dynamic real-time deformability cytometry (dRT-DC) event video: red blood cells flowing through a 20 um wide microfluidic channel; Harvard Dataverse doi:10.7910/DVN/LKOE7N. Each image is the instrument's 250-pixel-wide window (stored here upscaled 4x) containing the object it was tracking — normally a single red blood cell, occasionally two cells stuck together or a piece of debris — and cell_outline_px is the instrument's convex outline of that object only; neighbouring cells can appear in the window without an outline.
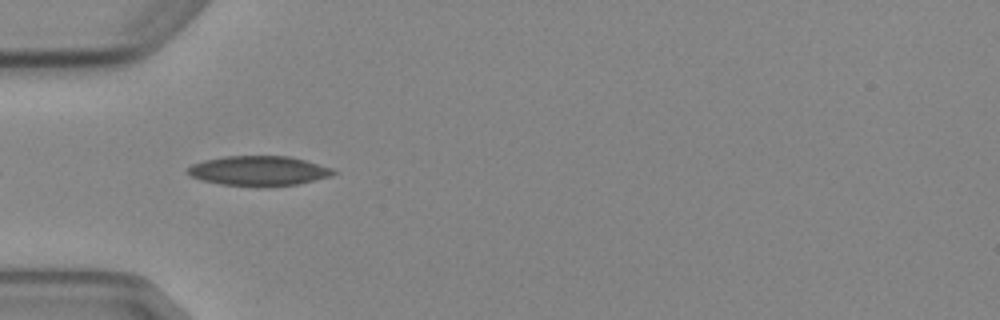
{"species": "Egyptian fruit bat (a non-hibernating species)", "species_latin": "Rousettus aegyptiacus", "temperature_condition": "cold", "stored_images_in_passage": 7, "camera_frame_rate_fps": 3000, "um_per_image_px": 0.085, "animal": {"sex": "female"}, "frame": {"image": 1, "passage_image": 5, "time_ms": 5.333, "image_size_px": [1000, 320], "cell_outline_px": [[336, 172], [328, 176], [296, 184], [224, 184], [204, 180], [188, 176], [184, 172], [192, 164], [204, 160], [224, 156], [288, 156], [304, 160], [332, 168]], "centroid_in_image_um": [21.91, 14.47], "position_along_channel_um": 63.1, "area_um2": 24.22}}
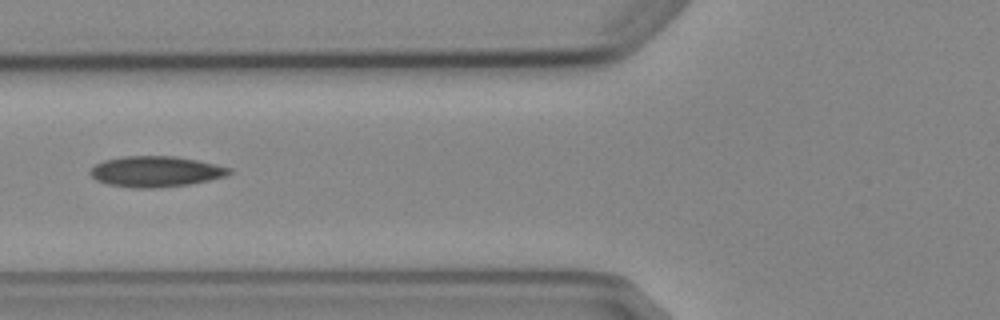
{"frame": {"image": 2, "passage_image": 6, "time_ms": 6.667, "image_size_px": [1000, 320], "cell_outline_px": [[232, 172], [224, 176], [208, 180], [188, 184], [152, 188], [136, 188], [108, 184], [96, 180], [88, 172], [96, 164], [104, 160], [124, 156], [176, 156], [216, 164], [232, 168]], "centroid_in_image_um": [13.23, 14.57], "position_along_channel_um": 112.6, "area_um2": 24.68}}